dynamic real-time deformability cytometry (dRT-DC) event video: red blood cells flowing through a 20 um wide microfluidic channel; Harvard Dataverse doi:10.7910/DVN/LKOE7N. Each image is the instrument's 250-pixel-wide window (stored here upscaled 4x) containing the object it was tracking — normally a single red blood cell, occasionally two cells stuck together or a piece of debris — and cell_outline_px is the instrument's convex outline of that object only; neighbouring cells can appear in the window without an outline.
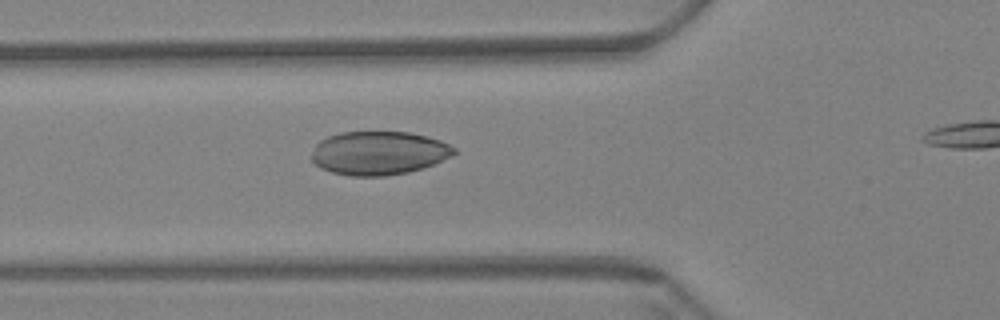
{"species": "Egyptian fruit bat (a non-hibernating species)", "species_latin": "Rousettus aegyptiacus", "temperature_condition": "warm", "stored_images_in_passage": 34, "camera_frame_rate_fps": 3000, "um_per_image_px": 0.085, "animal": {"sex": "female"}, "frame": {"image": 1, "passage_image": 4, "time_ms": 1.0, "image_size_px": [1000, 320], "cell_outline_px": [[456, 152], [452, 156], [432, 164], [408, 172], [384, 176], [352, 176], [332, 172], [320, 168], [312, 160], [312, 152], [316, 144], [320, 140], [328, 136], [340, 132], [408, 132], [440, 140], [456, 148]], "centroid_in_image_um": [32.17, 13.0], "position_along_channel_um": 93.6, "area_um2": 36.01}}
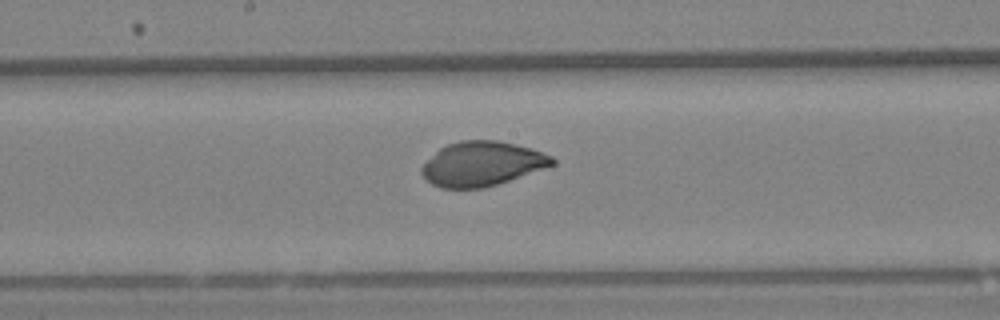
{"frame": {"image": 2, "passage_image": 14, "time_ms": 4.333, "image_size_px": [1000, 320], "cell_outline_px": [[556, 164], [496, 184], [480, 188], [440, 188], [432, 184], [420, 172], [420, 168], [440, 148], [448, 144], [460, 140], [496, 140], [528, 148], [552, 156], [556, 160]], "centroid_in_image_um": [40.95, 13.92], "position_along_channel_um": 207.3, "area_um2": 33.23}}
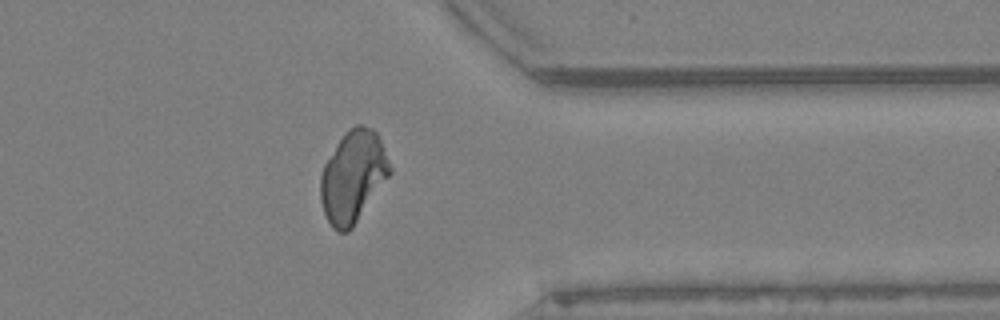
{"frame": {"image": 3, "passage_image": 30, "time_ms": 9.667, "image_size_px": [1000, 320], "cell_outline_px": [[392, 172], [352, 228], [348, 232], [340, 232], [332, 228], [324, 212], [320, 200], [320, 176], [324, 164], [344, 132], [356, 124], [360, 124], [372, 128], [376, 132], [380, 140], [392, 168]], "centroid_in_image_um": [30.0, 15.0], "position_along_channel_um": 381.4, "area_um2": 36.88}}